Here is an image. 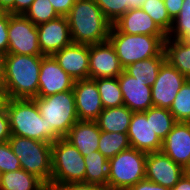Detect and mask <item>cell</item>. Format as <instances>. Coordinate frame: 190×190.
I'll return each mask as SVG.
<instances>
[{
    "label": "cell",
    "instance_id": "obj_1",
    "mask_svg": "<svg viewBox=\"0 0 190 190\" xmlns=\"http://www.w3.org/2000/svg\"><path fill=\"white\" fill-rule=\"evenodd\" d=\"M45 55H4L5 92L7 98L37 97L41 60Z\"/></svg>",
    "mask_w": 190,
    "mask_h": 190
},
{
    "label": "cell",
    "instance_id": "obj_2",
    "mask_svg": "<svg viewBox=\"0 0 190 190\" xmlns=\"http://www.w3.org/2000/svg\"><path fill=\"white\" fill-rule=\"evenodd\" d=\"M66 17L73 43L91 45L108 40L112 24L94 0H76Z\"/></svg>",
    "mask_w": 190,
    "mask_h": 190
},
{
    "label": "cell",
    "instance_id": "obj_3",
    "mask_svg": "<svg viewBox=\"0 0 190 190\" xmlns=\"http://www.w3.org/2000/svg\"><path fill=\"white\" fill-rule=\"evenodd\" d=\"M47 123V143L63 138L79 120L73 89L46 97L32 98Z\"/></svg>",
    "mask_w": 190,
    "mask_h": 190
},
{
    "label": "cell",
    "instance_id": "obj_4",
    "mask_svg": "<svg viewBox=\"0 0 190 190\" xmlns=\"http://www.w3.org/2000/svg\"><path fill=\"white\" fill-rule=\"evenodd\" d=\"M166 39L167 36L121 33L113 25L108 38L123 68L137 61L159 56L164 51Z\"/></svg>",
    "mask_w": 190,
    "mask_h": 190
},
{
    "label": "cell",
    "instance_id": "obj_5",
    "mask_svg": "<svg viewBox=\"0 0 190 190\" xmlns=\"http://www.w3.org/2000/svg\"><path fill=\"white\" fill-rule=\"evenodd\" d=\"M8 142L20 160L21 169L35 175L50 188L52 144L16 135H11Z\"/></svg>",
    "mask_w": 190,
    "mask_h": 190
},
{
    "label": "cell",
    "instance_id": "obj_6",
    "mask_svg": "<svg viewBox=\"0 0 190 190\" xmlns=\"http://www.w3.org/2000/svg\"><path fill=\"white\" fill-rule=\"evenodd\" d=\"M5 109L11 135L47 142V123L33 99L8 98Z\"/></svg>",
    "mask_w": 190,
    "mask_h": 190
},
{
    "label": "cell",
    "instance_id": "obj_7",
    "mask_svg": "<svg viewBox=\"0 0 190 190\" xmlns=\"http://www.w3.org/2000/svg\"><path fill=\"white\" fill-rule=\"evenodd\" d=\"M51 160V190L58 185L85 182L84 157L64 137L52 143Z\"/></svg>",
    "mask_w": 190,
    "mask_h": 190
},
{
    "label": "cell",
    "instance_id": "obj_8",
    "mask_svg": "<svg viewBox=\"0 0 190 190\" xmlns=\"http://www.w3.org/2000/svg\"><path fill=\"white\" fill-rule=\"evenodd\" d=\"M146 156L147 153L130 147L108 159L109 190H128L145 179Z\"/></svg>",
    "mask_w": 190,
    "mask_h": 190
},
{
    "label": "cell",
    "instance_id": "obj_9",
    "mask_svg": "<svg viewBox=\"0 0 190 190\" xmlns=\"http://www.w3.org/2000/svg\"><path fill=\"white\" fill-rule=\"evenodd\" d=\"M7 53L43 55L38 43L37 26L23 14L8 13Z\"/></svg>",
    "mask_w": 190,
    "mask_h": 190
},
{
    "label": "cell",
    "instance_id": "obj_10",
    "mask_svg": "<svg viewBox=\"0 0 190 190\" xmlns=\"http://www.w3.org/2000/svg\"><path fill=\"white\" fill-rule=\"evenodd\" d=\"M188 79L167 60L160 66L156 81L151 86L154 107L170 109L177 93Z\"/></svg>",
    "mask_w": 190,
    "mask_h": 190
},
{
    "label": "cell",
    "instance_id": "obj_11",
    "mask_svg": "<svg viewBox=\"0 0 190 190\" xmlns=\"http://www.w3.org/2000/svg\"><path fill=\"white\" fill-rule=\"evenodd\" d=\"M89 79L116 78L124 70L109 40L89 45Z\"/></svg>",
    "mask_w": 190,
    "mask_h": 190
},
{
    "label": "cell",
    "instance_id": "obj_12",
    "mask_svg": "<svg viewBox=\"0 0 190 190\" xmlns=\"http://www.w3.org/2000/svg\"><path fill=\"white\" fill-rule=\"evenodd\" d=\"M185 173L182 166L162 151L147 153L145 179L172 189Z\"/></svg>",
    "mask_w": 190,
    "mask_h": 190
},
{
    "label": "cell",
    "instance_id": "obj_13",
    "mask_svg": "<svg viewBox=\"0 0 190 190\" xmlns=\"http://www.w3.org/2000/svg\"><path fill=\"white\" fill-rule=\"evenodd\" d=\"M74 79L66 73L52 55H45L41 60L39 89L37 97L73 89Z\"/></svg>",
    "mask_w": 190,
    "mask_h": 190
},
{
    "label": "cell",
    "instance_id": "obj_14",
    "mask_svg": "<svg viewBox=\"0 0 190 190\" xmlns=\"http://www.w3.org/2000/svg\"><path fill=\"white\" fill-rule=\"evenodd\" d=\"M127 135L130 146L138 151L153 153L162 150L163 141L153 131L151 116L145 111L133 112Z\"/></svg>",
    "mask_w": 190,
    "mask_h": 190
},
{
    "label": "cell",
    "instance_id": "obj_15",
    "mask_svg": "<svg viewBox=\"0 0 190 190\" xmlns=\"http://www.w3.org/2000/svg\"><path fill=\"white\" fill-rule=\"evenodd\" d=\"M38 43L43 55H53L72 43L67 17L59 16L37 26Z\"/></svg>",
    "mask_w": 190,
    "mask_h": 190
},
{
    "label": "cell",
    "instance_id": "obj_16",
    "mask_svg": "<svg viewBox=\"0 0 190 190\" xmlns=\"http://www.w3.org/2000/svg\"><path fill=\"white\" fill-rule=\"evenodd\" d=\"M73 93L78 119L95 121L104 109L96 82L93 79L75 80Z\"/></svg>",
    "mask_w": 190,
    "mask_h": 190
},
{
    "label": "cell",
    "instance_id": "obj_17",
    "mask_svg": "<svg viewBox=\"0 0 190 190\" xmlns=\"http://www.w3.org/2000/svg\"><path fill=\"white\" fill-rule=\"evenodd\" d=\"M74 80L89 79V45L71 43L52 55Z\"/></svg>",
    "mask_w": 190,
    "mask_h": 190
},
{
    "label": "cell",
    "instance_id": "obj_18",
    "mask_svg": "<svg viewBox=\"0 0 190 190\" xmlns=\"http://www.w3.org/2000/svg\"><path fill=\"white\" fill-rule=\"evenodd\" d=\"M123 97V105L133 112H144L153 107L151 87L125 70L117 77Z\"/></svg>",
    "mask_w": 190,
    "mask_h": 190
},
{
    "label": "cell",
    "instance_id": "obj_19",
    "mask_svg": "<svg viewBox=\"0 0 190 190\" xmlns=\"http://www.w3.org/2000/svg\"><path fill=\"white\" fill-rule=\"evenodd\" d=\"M161 151L185 169L190 160V122H177L163 140Z\"/></svg>",
    "mask_w": 190,
    "mask_h": 190
},
{
    "label": "cell",
    "instance_id": "obj_20",
    "mask_svg": "<svg viewBox=\"0 0 190 190\" xmlns=\"http://www.w3.org/2000/svg\"><path fill=\"white\" fill-rule=\"evenodd\" d=\"M113 26L121 33L167 36L141 8L129 9Z\"/></svg>",
    "mask_w": 190,
    "mask_h": 190
},
{
    "label": "cell",
    "instance_id": "obj_21",
    "mask_svg": "<svg viewBox=\"0 0 190 190\" xmlns=\"http://www.w3.org/2000/svg\"><path fill=\"white\" fill-rule=\"evenodd\" d=\"M100 134L96 121L78 120L64 138L84 157L98 150Z\"/></svg>",
    "mask_w": 190,
    "mask_h": 190
},
{
    "label": "cell",
    "instance_id": "obj_22",
    "mask_svg": "<svg viewBox=\"0 0 190 190\" xmlns=\"http://www.w3.org/2000/svg\"><path fill=\"white\" fill-rule=\"evenodd\" d=\"M132 114L125 105L104 108L95 121L101 131L128 133Z\"/></svg>",
    "mask_w": 190,
    "mask_h": 190
},
{
    "label": "cell",
    "instance_id": "obj_23",
    "mask_svg": "<svg viewBox=\"0 0 190 190\" xmlns=\"http://www.w3.org/2000/svg\"><path fill=\"white\" fill-rule=\"evenodd\" d=\"M0 190H51L39 178L19 169L0 174Z\"/></svg>",
    "mask_w": 190,
    "mask_h": 190
},
{
    "label": "cell",
    "instance_id": "obj_24",
    "mask_svg": "<svg viewBox=\"0 0 190 190\" xmlns=\"http://www.w3.org/2000/svg\"><path fill=\"white\" fill-rule=\"evenodd\" d=\"M166 60L190 79V44L184 40L167 38L164 41Z\"/></svg>",
    "mask_w": 190,
    "mask_h": 190
},
{
    "label": "cell",
    "instance_id": "obj_25",
    "mask_svg": "<svg viewBox=\"0 0 190 190\" xmlns=\"http://www.w3.org/2000/svg\"><path fill=\"white\" fill-rule=\"evenodd\" d=\"M166 60L165 52L159 56L150 57L128 65L124 70L140 81H146L148 86H152L158 76L160 66Z\"/></svg>",
    "mask_w": 190,
    "mask_h": 190
},
{
    "label": "cell",
    "instance_id": "obj_26",
    "mask_svg": "<svg viewBox=\"0 0 190 190\" xmlns=\"http://www.w3.org/2000/svg\"><path fill=\"white\" fill-rule=\"evenodd\" d=\"M85 183L97 184L107 187L108 159L98 150L84 156Z\"/></svg>",
    "mask_w": 190,
    "mask_h": 190
},
{
    "label": "cell",
    "instance_id": "obj_27",
    "mask_svg": "<svg viewBox=\"0 0 190 190\" xmlns=\"http://www.w3.org/2000/svg\"><path fill=\"white\" fill-rule=\"evenodd\" d=\"M130 147L127 133L101 131L98 151L107 159Z\"/></svg>",
    "mask_w": 190,
    "mask_h": 190
},
{
    "label": "cell",
    "instance_id": "obj_28",
    "mask_svg": "<svg viewBox=\"0 0 190 190\" xmlns=\"http://www.w3.org/2000/svg\"><path fill=\"white\" fill-rule=\"evenodd\" d=\"M96 82L104 108H113L123 105V97L118 78H98Z\"/></svg>",
    "mask_w": 190,
    "mask_h": 190
},
{
    "label": "cell",
    "instance_id": "obj_29",
    "mask_svg": "<svg viewBox=\"0 0 190 190\" xmlns=\"http://www.w3.org/2000/svg\"><path fill=\"white\" fill-rule=\"evenodd\" d=\"M145 113L147 116H151L152 129L162 141L177 123L172 113L166 108L153 106L146 110Z\"/></svg>",
    "mask_w": 190,
    "mask_h": 190
},
{
    "label": "cell",
    "instance_id": "obj_30",
    "mask_svg": "<svg viewBox=\"0 0 190 190\" xmlns=\"http://www.w3.org/2000/svg\"><path fill=\"white\" fill-rule=\"evenodd\" d=\"M141 9L153 19L166 35H168L172 28L173 20L168 14L164 0H145L141 5Z\"/></svg>",
    "mask_w": 190,
    "mask_h": 190
},
{
    "label": "cell",
    "instance_id": "obj_31",
    "mask_svg": "<svg viewBox=\"0 0 190 190\" xmlns=\"http://www.w3.org/2000/svg\"><path fill=\"white\" fill-rule=\"evenodd\" d=\"M169 111L177 122H190V79L177 93Z\"/></svg>",
    "mask_w": 190,
    "mask_h": 190
},
{
    "label": "cell",
    "instance_id": "obj_32",
    "mask_svg": "<svg viewBox=\"0 0 190 190\" xmlns=\"http://www.w3.org/2000/svg\"><path fill=\"white\" fill-rule=\"evenodd\" d=\"M23 15L36 26L59 17L49 0H34Z\"/></svg>",
    "mask_w": 190,
    "mask_h": 190
},
{
    "label": "cell",
    "instance_id": "obj_33",
    "mask_svg": "<svg viewBox=\"0 0 190 190\" xmlns=\"http://www.w3.org/2000/svg\"><path fill=\"white\" fill-rule=\"evenodd\" d=\"M188 34H190V0H184L180 13L173 20L167 38L183 40Z\"/></svg>",
    "mask_w": 190,
    "mask_h": 190
},
{
    "label": "cell",
    "instance_id": "obj_34",
    "mask_svg": "<svg viewBox=\"0 0 190 190\" xmlns=\"http://www.w3.org/2000/svg\"><path fill=\"white\" fill-rule=\"evenodd\" d=\"M106 19L113 25L130 8L127 0H94Z\"/></svg>",
    "mask_w": 190,
    "mask_h": 190
},
{
    "label": "cell",
    "instance_id": "obj_35",
    "mask_svg": "<svg viewBox=\"0 0 190 190\" xmlns=\"http://www.w3.org/2000/svg\"><path fill=\"white\" fill-rule=\"evenodd\" d=\"M21 169L20 160L14 154L9 142L0 143V173Z\"/></svg>",
    "mask_w": 190,
    "mask_h": 190
},
{
    "label": "cell",
    "instance_id": "obj_36",
    "mask_svg": "<svg viewBox=\"0 0 190 190\" xmlns=\"http://www.w3.org/2000/svg\"><path fill=\"white\" fill-rule=\"evenodd\" d=\"M8 50V12L0 16V54L6 55Z\"/></svg>",
    "mask_w": 190,
    "mask_h": 190
},
{
    "label": "cell",
    "instance_id": "obj_37",
    "mask_svg": "<svg viewBox=\"0 0 190 190\" xmlns=\"http://www.w3.org/2000/svg\"><path fill=\"white\" fill-rule=\"evenodd\" d=\"M53 190H109V188L97 184L78 182L58 185Z\"/></svg>",
    "mask_w": 190,
    "mask_h": 190
},
{
    "label": "cell",
    "instance_id": "obj_38",
    "mask_svg": "<svg viewBox=\"0 0 190 190\" xmlns=\"http://www.w3.org/2000/svg\"><path fill=\"white\" fill-rule=\"evenodd\" d=\"M11 137L9 118L4 108L0 111V143L7 142Z\"/></svg>",
    "mask_w": 190,
    "mask_h": 190
},
{
    "label": "cell",
    "instance_id": "obj_39",
    "mask_svg": "<svg viewBox=\"0 0 190 190\" xmlns=\"http://www.w3.org/2000/svg\"><path fill=\"white\" fill-rule=\"evenodd\" d=\"M59 16L66 17L76 0H49Z\"/></svg>",
    "mask_w": 190,
    "mask_h": 190
},
{
    "label": "cell",
    "instance_id": "obj_40",
    "mask_svg": "<svg viewBox=\"0 0 190 190\" xmlns=\"http://www.w3.org/2000/svg\"><path fill=\"white\" fill-rule=\"evenodd\" d=\"M128 190H171L170 188L164 187L160 184L154 183L147 179H143L131 186Z\"/></svg>",
    "mask_w": 190,
    "mask_h": 190
},
{
    "label": "cell",
    "instance_id": "obj_41",
    "mask_svg": "<svg viewBox=\"0 0 190 190\" xmlns=\"http://www.w3.org/2000/svg\"><path fill=\"white\" fill-rule=\"evenodd\" d=\"M184 0H164L170 18L174 20L182 9Z\"/></svg>",
    "mask_w": 190,
    "mask_h": 190
},
{
    "label": "cell",
    "instance_id": "obj_42",
    "mask_svg": "<svg viewBox=\"0 0 190 190\" xmlns=\"http://www.w3.org/2000/svg\"><path fill=\"white\" fill-rule=\"evenodd\" d=\"M34 0H15L14 14H24Z\"/></svg>",
    "mask_w": 190,
    "mask_h": 190
},
{
    "label": "cell",
    "instance_id": "obj_43",
    "mask_svg": "<svg viewBox=\"0 0 190 190\" xmlns=\"http://www.w3.org/2000/svg\"><path fill=\"white\" fill-rule=\"evenodd\" d=\"M171 190H190V175L185 173Z\"/></svg>",
    "mask_w": 190,
    "mask_h": 190
},
{
    "label": "cell",
    "instance_id": "obj_44",
    "mask_svg": "<svg viewBox=\"0 0 190 190\" xmlns=\"http://www.w3.org/2000/svg\"><path fill=\"white\" fill-rule=\"evenodd\" d=\"M14 1L15 0H0V8L4 12L14 14Z\"/></svg>",
    "mask_w": 190,
    "mask_h": 190
},
{
    "label": "cell",
    "instance_id": "obj_45",
    "mask_svg": "<svg viewBox=\"0 0 190 190\" xmlns=\"http://www.w3.org/2000/svg\"><path fill=\"white\" fill-rule=\"evenodd\" d=\"M0 88H5L4 55L0 54Z\"/></svg>",
    "mask_w": 190,
    "mask_h": 190
},
{
    "label": "cell",
    "instance_id": "obj_46",
    "mask_svg": "<svg viewBox=\"0 0 190 190\" xmlns=\"http://www.w3.org/2000/svg\"><path fill=\"white\" fill-rule=\"evenodd\" d=\"M7 99L8 98L5 92V88H0V111H2L5 108Z\"/></svg>",
    "mask_w": 190,
    "mask_h": 190
},
{
    "label": "cell",
    "instance_id": "obj_47",
    "mask_svg": "<svg viewBox=\"0 0 190 190\" xmlns=\"http://www.w3.org/2000/svg\"><path fill=\"white\" fill-rule=\"evenodd\" d=\"M145 0H127V6L130 8V9H134V8H141V5L142 3L144 2Z\"/></svg>",
    "mask_w": 190,
    "mask_h": 190
},
{
    "label": "cell",
    "instance_id": "obj_48",
    "mask_svg": "<svg viewBox=\"0 0 190 190\" xmlns=\"http://www.w3.org/2000/svg\"><path fill=\"white\" fill-rule=\"evenodd\" d=\"M186 174L190 175V160L188 166L185 168Z\"/></svg>",
    "mask_w": 190,
    "mask_h": 190
},
{
    "label": "cell",
    "instance_id": "obj_49",
    "mask_svg": "<svg viewBox=\"0 0 190 190\" xmlns=\"http://www.w3.org/2000/svg\"><path fill=\"white\" fill-rule=\"evenodd\" d=\"M185 42L190 44V34H188L184 39Z\"/></svg>",
    "mask_w": 190,
    "mask_h": 190
},
{
    "label": "cell",
    "instance_id": "obj_50",
    "mask_svg": "<svg viewBox=\"0 0 190 190\" xmlns=\"http://www.w3.org/2000/svg\"><path fill=\"white\" fill-rule=\"evenodd\" d=\"M4 13V11L0 8V16Z\"/></svg>",
    "mask_w": 190,
    "mask_h": 190
}]
</instances>
